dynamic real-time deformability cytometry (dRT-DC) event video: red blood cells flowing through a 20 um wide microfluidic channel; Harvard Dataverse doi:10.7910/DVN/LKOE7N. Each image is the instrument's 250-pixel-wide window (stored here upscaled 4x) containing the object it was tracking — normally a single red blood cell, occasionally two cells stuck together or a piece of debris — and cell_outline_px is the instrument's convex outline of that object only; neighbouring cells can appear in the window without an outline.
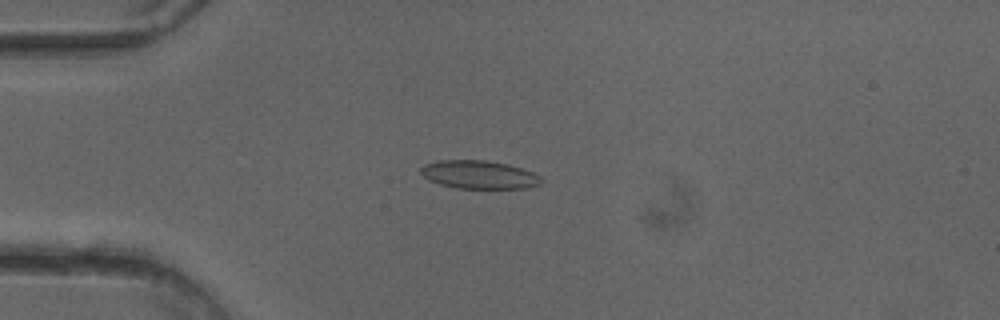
{"species": "common noctule bat (a hibernating species)", "species_latin": "Nyctalus noctula", "temperature_condition": "cold", "stored_images_in_passage": 51, "camera_frame_rate_fps": 3000, "um_per_image_px": 0.085, "animal": {"sex": "female"}, "frame": {"image": 1, "passage_image": 13, "time_ms": 4.0, "image_size_px": [1000, 320], "cell_outline_px": [[544, 180], [540, 184], [524, 188], [456, 188], [440, 184], [428, 180], [420, 172], [420, 168], [424, 164], [436, 160], [484, 160], [508, 164], [532, 172], [540, 176]], "centroid_in_image_um": [40.69, 14.84], "position_along_channel_um": 44.3, "area_um2": 19.83}}
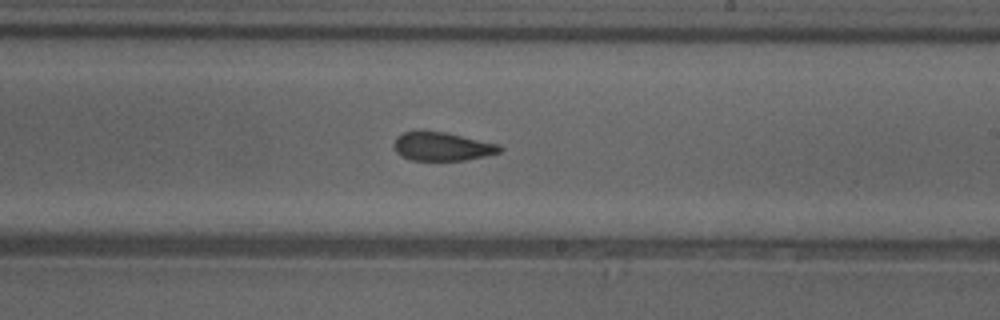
{"frame": {"image": 2, "passage_image": 30, "time_ms": 9.667, "image_size_px": [1000, 320], "cell_outline_px": [[504, 148], [500, 152], [484, 156], [464, 160], [412, 160], [396, 152], [392, 144], [396, 136], [404, 132], [424, 128], [448, 132], [500, 144]], "centroid_in_image_um": [37.56, 12.4], "position_along_channel_um": 251.4, "area_um2": 18.21}}
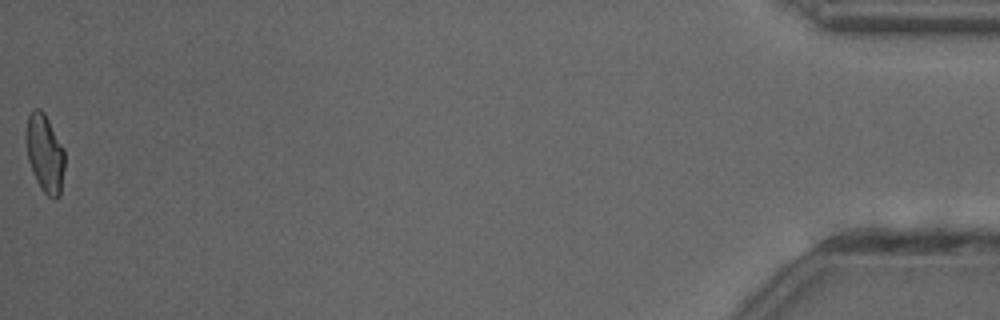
{"frame": {"image": 3, "passage_image": 51, "time_ms": 16.667, "image_size_px": [1000, 320], "cell_outline_px": [[64, 168], [60, 196], [56, 200], [52, 200], [40, 188], [32, 172], [28, 160], [24, 140], [24, 132], [28, 116], [32, 108], [40, 108], [44, 112], [64, 148]], "centroid_in_image_um": [3.78, 13.03], "position_along_channel_um": 431.4, "area_um2": 18.09}, "authors_computed_cell_mechanics": {"area_um2": 18.7272, "velocity_mm_per_s": 4.0272, "shape_relaxation_time_tau1_ms": 4.6702, "shape_relaxation_time_tau2_ms": 2.3435, "deformation_change_tau1": 0.1436, "deformation_change_tau2": 0.1063}}